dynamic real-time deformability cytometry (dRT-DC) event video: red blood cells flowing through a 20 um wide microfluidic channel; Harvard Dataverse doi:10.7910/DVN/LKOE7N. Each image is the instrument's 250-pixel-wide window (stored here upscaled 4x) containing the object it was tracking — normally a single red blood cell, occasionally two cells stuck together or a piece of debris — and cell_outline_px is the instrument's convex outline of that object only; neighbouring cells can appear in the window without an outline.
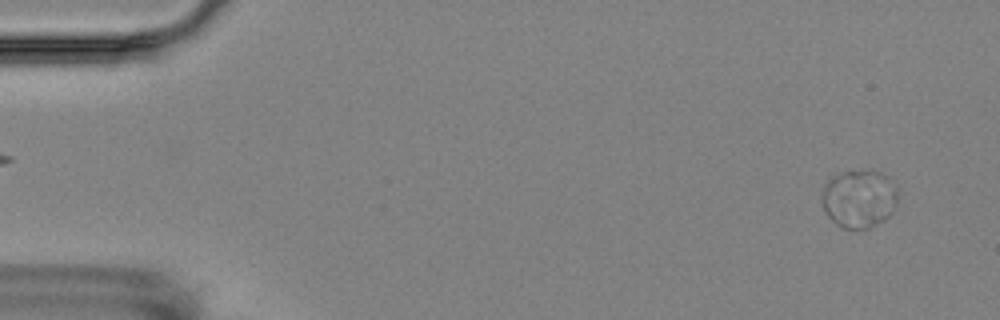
{"species": "Egyptian fruit bat (a non-hibernating species)", "species_latin": "Rousettus aegyptiacus", "temperature_condition": "room temperature", "stored_images_in_passage": 4, "camera_frame_rate_fps": 3000, "um_per_image_px": 0.085, "animal": {"sex": "female"}, "frame": {"image": 1, "passage_image": 1, "time_ms": 0.0, "image_size_px": [1000, 320], "cell_outline_px": [[892, 212], [888, 216], [868, 228], [844, 228], [836, 224], [828, 216], [824, 208], [824, 184], [832, 176], [844, 172], [872, 168], [888, 176]], "centroid_in_image_um": [72.91, 16.86], "position_along_channel_um": 12.1, "area_um2": 24.33}}